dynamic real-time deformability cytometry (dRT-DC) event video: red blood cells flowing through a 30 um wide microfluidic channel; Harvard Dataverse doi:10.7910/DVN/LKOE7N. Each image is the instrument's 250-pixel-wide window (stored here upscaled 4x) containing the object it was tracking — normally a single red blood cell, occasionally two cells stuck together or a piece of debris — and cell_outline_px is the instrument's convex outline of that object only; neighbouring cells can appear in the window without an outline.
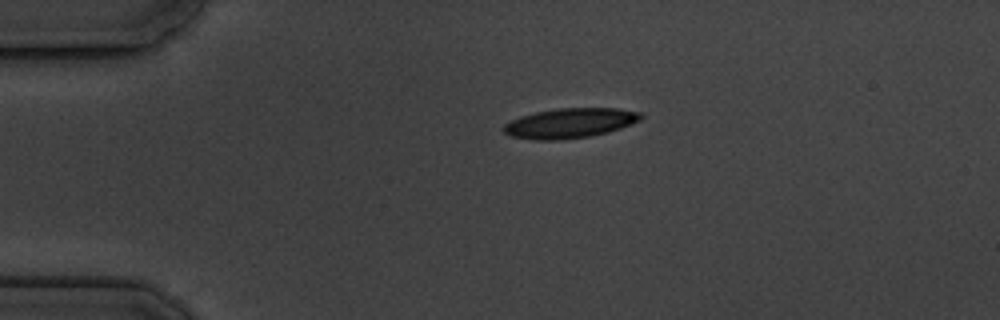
{"species": "common noctule bat (a hibernating species)", "species_latin": "Nyctalus noctula", "temperature_condition": "cold", "stored_images_in_passage": 5, "camera_frame_rate_fps": 3000, "um_per_image_px": 0.085, "animal": {"sex": "male", "body_mass_g": 19.5, "forearm_length_mm": 54.6}, "frame": {"image": 1, "passage_image": 5, "time_ms": 5.667, "image_size_px": [1000, 320], "cell_outline_px": [[644, 116], [640, 120], [620, 128], [608, 132], [588, 136], [560, 140], [532, 140], [512, 136], [504, 132], [504, 124], [520, 116], [536, 112], [556, 108], [616, 108], [640, 112]], "centroid_in_image_um": [48.44, 10.46], "position_along_channel_um": 36.6, "area_um2": 23.76}}